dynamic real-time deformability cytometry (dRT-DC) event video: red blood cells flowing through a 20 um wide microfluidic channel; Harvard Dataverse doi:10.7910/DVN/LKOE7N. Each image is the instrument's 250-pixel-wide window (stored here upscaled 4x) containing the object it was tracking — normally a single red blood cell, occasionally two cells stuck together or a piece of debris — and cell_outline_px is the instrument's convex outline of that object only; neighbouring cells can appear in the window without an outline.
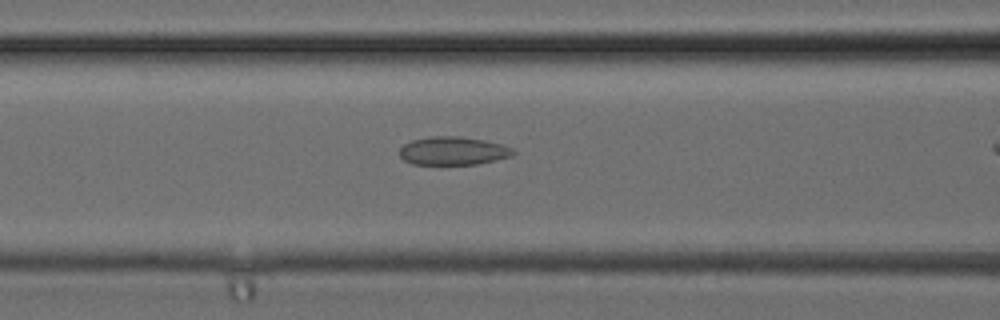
{"species": "common noctule bat (a hibernating species)", "species_latin": "Nyctalus noctula", "temperature_condition": "cold", "stored_images_in_passage": 24, "camera_frame_rate_fps": 3000, "um_per_image_px": 0.085, "animal": {"sex": "female", "body_mass_g": 24.6, "forearm_length_mm": 56.2}, "frame": {"image": 1, "passage_image": 11, "time_ms": 3.333, "image_size_px": [1000, 320], "cell_outline_px": [[516, 152], [512, 156], [476, 164], [412, 164], [404, 160], [400, 156], [400, 148], [404, 144], [412, 140], [432, 136], [460, 136], [484, 140], [504, 144], [512, 148]], "centroid_in_image_um": [38.52, 12.81], "position_along_channel_um": 128.1, "area_um2": 18.73}}
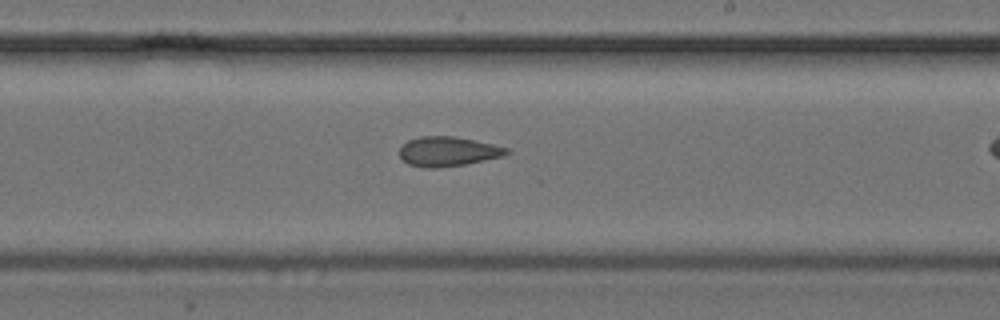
{"frame": {"image": 2, "passage_image": 17, "time_ms": 5.333, "image_size_px": [1000, 320], "cell_outline_px": [[512, 152], [504, 156], [464, 164], [436, 168], [424, 168], [408, 164], [400, 160], [400, 148], [408, 140], [420, 136], [452, 136], [492, 144], [508, 148]], "centroid_in_image_um": [38.05, 12.88], "position_along_channel_um": 250.9, "area_um2": 18.44}}
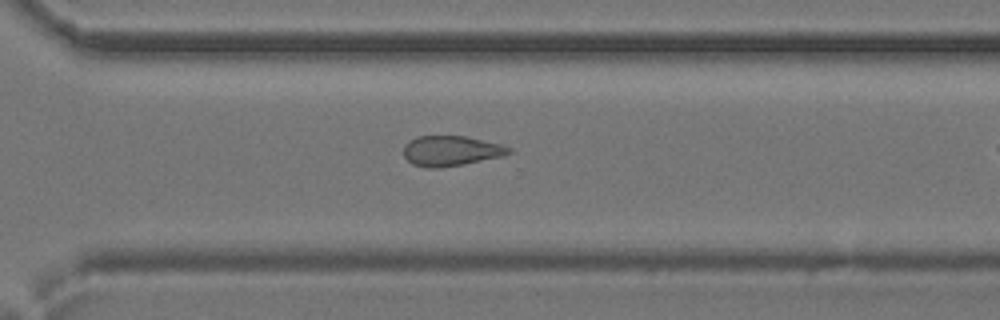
{"frame": {"image": 3, "passage_image": 21, "time_ms": 6.667, "image_size_px": [1000, 320], "cell_outline_px": [[512, 152], [504, 156], [464, 164], [440, 168], [428, 168], [412, 164], [404, 156], [404, 144], [408, 140], [416, 136], [464, 136], [500, 144], [512, 148]], "centroid_in_image_um": [38.32, 12.82], "position_along_channel_um": 332.3, "area_um2": 18.61}}